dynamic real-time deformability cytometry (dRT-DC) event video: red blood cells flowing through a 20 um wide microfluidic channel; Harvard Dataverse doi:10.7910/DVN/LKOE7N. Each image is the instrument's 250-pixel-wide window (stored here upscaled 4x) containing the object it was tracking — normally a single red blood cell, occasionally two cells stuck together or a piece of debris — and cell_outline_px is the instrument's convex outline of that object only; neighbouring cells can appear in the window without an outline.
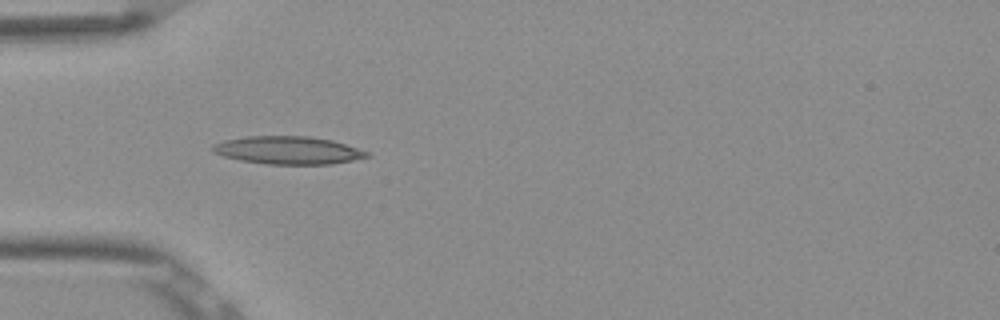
{"species": "Egyptian fruit bat (a non-hibernating species)", "species_latin": "Rousettus aegyptiacus", "temperature_condition": "room temperature", "stored_images_in_passage": 32, "camera_frame_rate_fps": 3000, "um_per_image_px": 0.085, "frame": {"image": 1, "passage_image": 1, "time_ms": 0.0, "image_size_px": [1000, 320], "cell_outline_px": [[372, 156], [332, 164], [268, 164], [240, 160], [224, 156], [212, 152], [212, 144], [224, 140], [248, 136], [308, 136], [332, 140], [368, 152]], "centroid_in_image_um": [24.46, 12.77], "position_along_channel_um": 60.5, "area_um2": 24.91}}
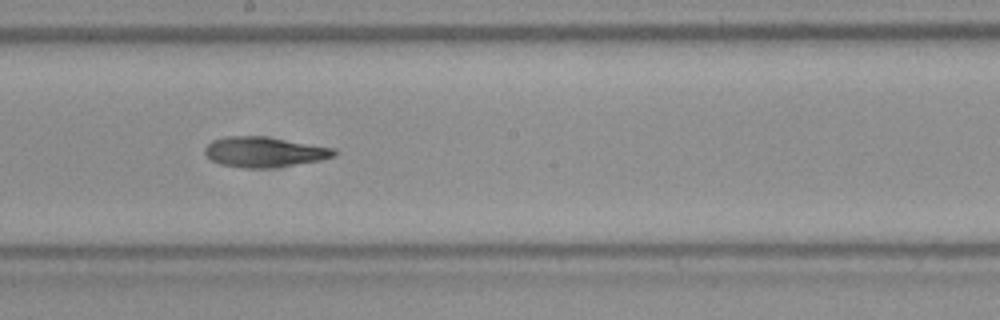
{"frame": {"image": 2, "passage_image": 14, "time_ms": 4.333, "image_size_px": [1000, 320], "cell_outline_px": [[340, 152], [336, 156], [320, 160], [268, 168], [244, 168], [220, 164], [212, 160], [204, 152], [204, 148], [212, 140], [224, 136], [264, 136], [336, 148]], "centroid_in_image_um": [22.48, 12.91], "position_along_channel_um": 225.7, "area_um2": 22.83}}
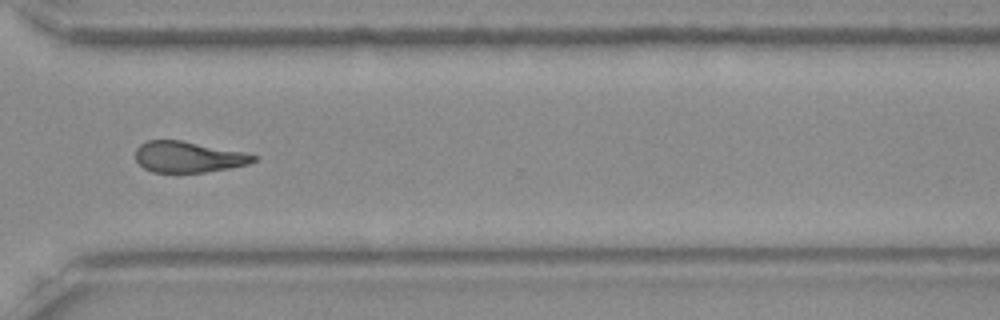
{"frame": {"image": 3, "passage_image": 24, "time_ms": 7.667, "image_size_px": [1000, 320], "cell_outline_px": [[260, 156], [256, 160], [248, 164], [228, 168], [204, 172], [152, 172], [144, 168], [136, 160], [136, 148], [140, 144], [148, 140], [180, 140], [244, 152]], "centroid_in_image_um": [16.01, 13.33], "position_along_channel_um": 354.6, "area_um2": 21.21}, "authors_computed_cell_mechanics": {"area_um2": 22.2241, "velocity_mm_per_s": 3.8702, "shape_relaxation_time_tau1_ms": 5.0301, "shape_relaxation_time_tau2_ms": 4.603, "deformation_change_tau1": 0.1761, "deformation_change_tau2": 0.1683}}